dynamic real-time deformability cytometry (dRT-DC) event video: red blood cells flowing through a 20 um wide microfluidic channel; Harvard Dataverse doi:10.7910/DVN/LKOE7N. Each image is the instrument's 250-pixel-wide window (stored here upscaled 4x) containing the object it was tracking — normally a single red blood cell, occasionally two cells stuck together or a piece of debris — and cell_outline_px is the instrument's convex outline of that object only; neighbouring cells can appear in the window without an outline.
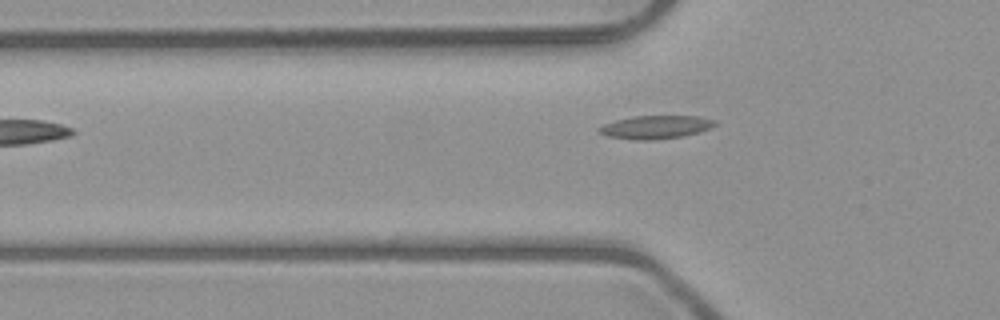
{"species": "common noctule bat (a hibernating species)", "species_latin": "Nyctalus noctula", "temperature_condition": "room temperature", "stored_images_in_passage": 38, "camera_frame_rate_fps": 3000, "um_per_image_px": 0.085, "animal": {"sex": "male", "body_mass_g": 23.1, "forearm_length_mm": 52.7}, "frame": {"image": 1, "passage_image": 4, "time_ms": 1.0, "image_size_px": [1000, 320], "cell_outline_px": [[716, 124], [700, 132], [684, 136], [656, 140], [632, 140], [608, 136], [596, 132], [596, 128], [604, 124], [616, 120], [632, 116], [696, 116], [716, 120]], "centroid_in_image_um": [55.68, 10.81], "position_along_channel_um": 70.1, "area_um2": 15.84}}
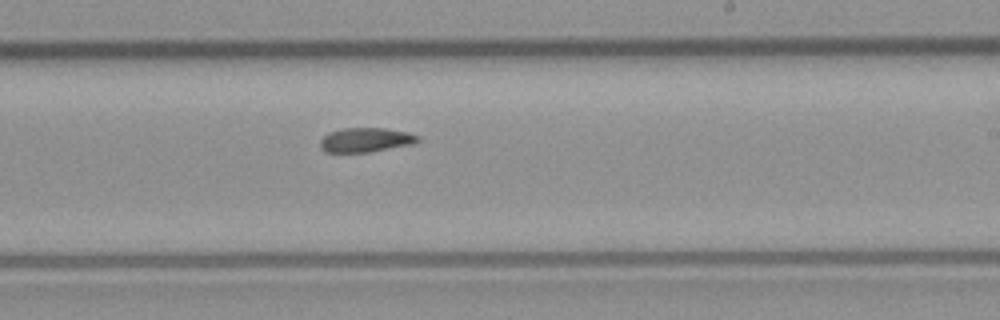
{"frame": {"image": 2, "passage_image": 18, "time_ms": 5.667, "image_size_px": [1000, 320], "cell_outline_px": [[420, 140], [412, 144], [368, 152], [324, 152], [320, 148], [320, 140], [328, 132], [344, 128], [384, 128], [408, 132], [420, 136]], "centroid_in_image_um": [31.07, 11.89], "position_along_channel_um": 257.9, "area_um2": 13.87}}
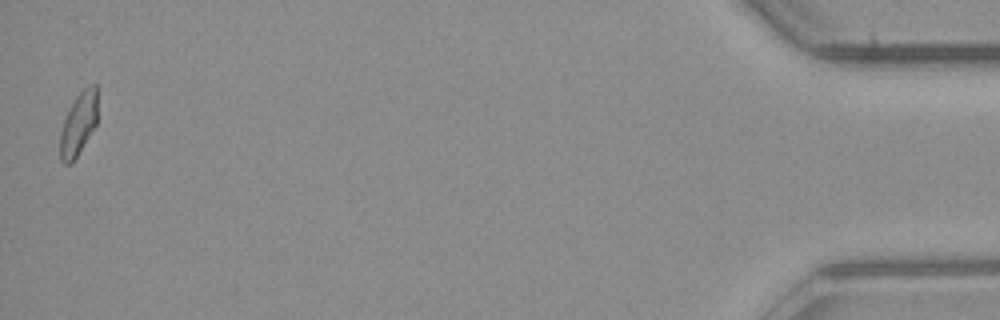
{"frame": {"image": 3, "passage_image": 38, "time_ms": 12.333, "image_size_px": [1000, 320], "cell_outline_px": [[96, 124], [72, 164], [64, 164], [60, 160], [60, 132], [64, 120], [76, 96], [88, 84], [96, 84]], "centroid_in_image_um": [6.65, 10.56], "position_along_channel_um": 428.5, "area_um2": 13.47}, "authors_computed_cell_mechanics": {"area_um2": 14.2188, "velocity_mm_per_s": 4.0072, "shape_relaxation_time_tau1_ms": null, "shape_relaxation_time_tau2_ms": 5.5347, "deformation_change_tau1": null, "deformation_change_tau2": 0.1208}}